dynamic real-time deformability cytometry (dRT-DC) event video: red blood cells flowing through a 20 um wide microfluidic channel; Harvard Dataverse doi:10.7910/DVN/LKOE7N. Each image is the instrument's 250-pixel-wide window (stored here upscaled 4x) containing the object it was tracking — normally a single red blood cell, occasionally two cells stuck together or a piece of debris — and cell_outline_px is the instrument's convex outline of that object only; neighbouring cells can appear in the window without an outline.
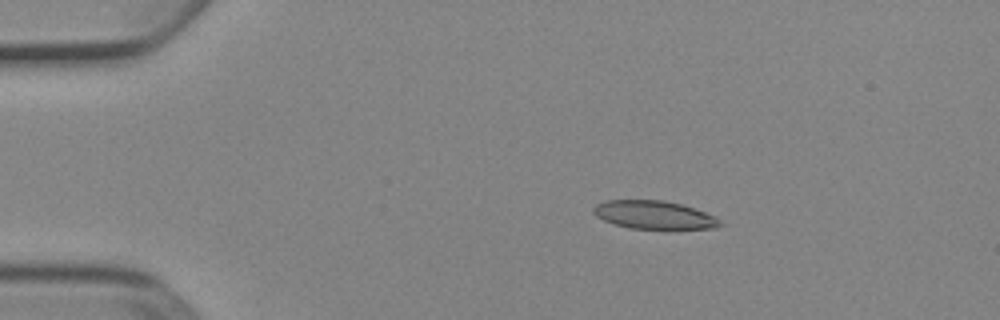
{"species": "Egyptian fruit bat (a non-hibernating species)", "species_latin": "Rousettus aegyptiacus", "temperature_condition": "cold", "stored_images_in_passage": 43, "camera_frame_rate_fps": 3000, "um_per_image_px": 0.085, "animal": {"sex": "female"}, "frame": {"image": 1, "passage_image": 1, "time_ms": 0.0, "image_size_px": [1000, 320], "cell_outline_px": [[724, 224], [716, 228], [628, 228], [604, 220], [596, 216], [592, 212], [592, 208], [596, 204], [604, 200], [664, 200], [680, 204], [716, 216]], "centroid_in_image_um": [55.57, 18.25], "position_along_channel_um": 29.4, "area_um2": 20.63}}
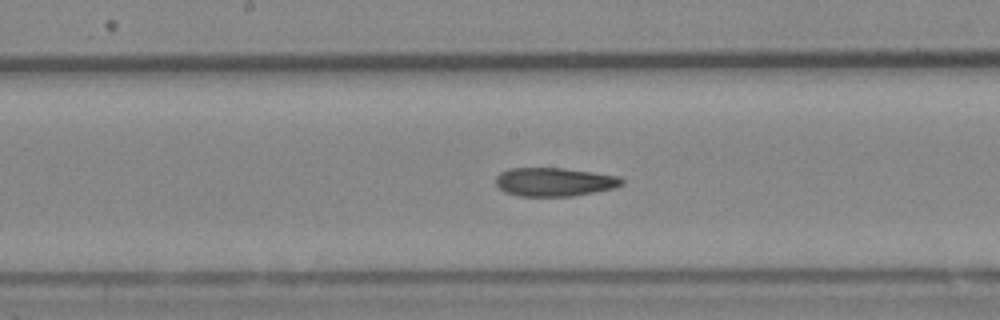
{"frame": {"image": 2, "passage_image": 19, "time_ms": 6.0, "image_size_px": [1000, 320], "cell_outline_px": [[624, 184], [616, 188], [572, 196], [520, 196], [504, 192], [496, 184], [496, 176], [500, 172], [508, 168], [564, 168], [620, 176], [624, 180]], "centroid_in_image_um": [47.14, 15.46], "position_along_channel_um": 201.1, "area_um2": 21.15}}
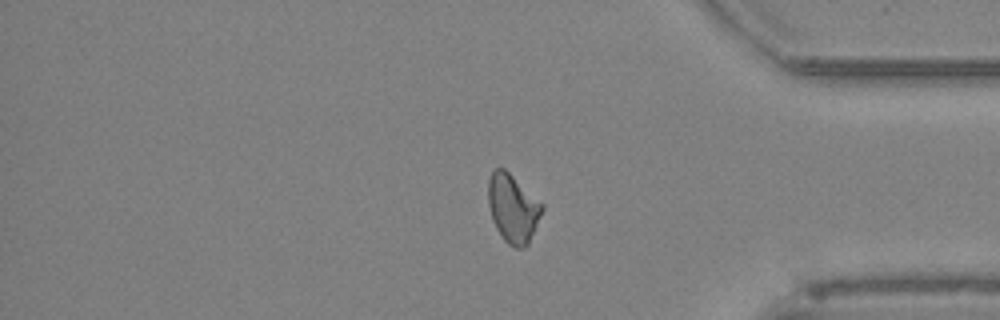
{"frame": {"image": 3, "passage_image": 35, "time_ms": 11.333, "image_size_px": [1000, 320], "cell_outline_px": [[544, 208], [528, 244], [524, 248], [516, 248], [508, 244], [504, 240], [496, 228], [492, 220], [488, 204], [488, 180], [492, 172], [496, 168], [504, 168], [544, 204]], "centroid_in_image_um": [43.59, 17.71], "position_along_channel_um": 391.6, "area_um2": 21.44}, "authors_computed_cell_mechanics": {"area_um2": 21.3282, "velocity_mm_per_s": 3.9097, "shape_relaxation_time_tau1_ms": 6.5065, "shape_relaxation_time_tau2_ms": 2.3238, "deformation_change_tau1": 0.1801, "deformation_change_tau2": 0.108}}